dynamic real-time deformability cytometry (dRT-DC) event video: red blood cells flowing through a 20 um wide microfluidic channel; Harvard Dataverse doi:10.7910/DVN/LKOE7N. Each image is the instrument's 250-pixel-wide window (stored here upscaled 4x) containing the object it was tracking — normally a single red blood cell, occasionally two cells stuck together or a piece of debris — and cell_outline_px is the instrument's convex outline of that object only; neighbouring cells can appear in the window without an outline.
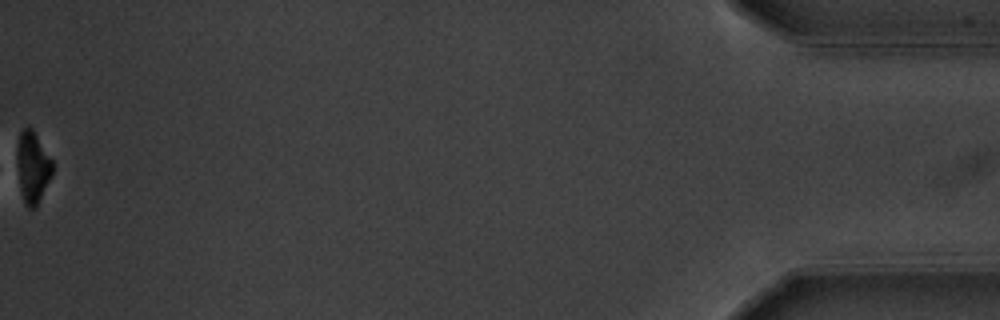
{"species": "common noctule bat (a hibernating species)", "species_latin": "Nyctalus noctula", "temperature_condition": "warm", "stored_images_in_passage": 40, "camera_frame_rate_fps": 3000, "um_per_image_px": 0.085, "animal": {"sex": "male", "body_mass_g": 20.1, "forearm_length_mm": 53.5}, "frame": {"image": 1, "passage_image": 40, "time_ms": 13.0, "image_size_px": [1000, 320], "cell_outline_px": [[52, 172], [36, 204], [32, 208], [28, 208], [24, 204], [20, 188], [16, 164], [16, 148], [20, 132], [24, 128], [32, 128], [52, 160]], "centroid_in_image_um": [2.72, 14.16], "position_along_channel_um": 432.5, "area_um2": 14.39}, "authors_computed_cell_mechanics": {"area_um2": 17.34, "velocity_mm_per_s": 3.6753, "shape_relaxation_time_tau1_ms": 1.5804, "shape_relaxation_time_tau2_ms": null, "deformation_change_tau1": 0.1698, "deformation_change_tau2": null}}